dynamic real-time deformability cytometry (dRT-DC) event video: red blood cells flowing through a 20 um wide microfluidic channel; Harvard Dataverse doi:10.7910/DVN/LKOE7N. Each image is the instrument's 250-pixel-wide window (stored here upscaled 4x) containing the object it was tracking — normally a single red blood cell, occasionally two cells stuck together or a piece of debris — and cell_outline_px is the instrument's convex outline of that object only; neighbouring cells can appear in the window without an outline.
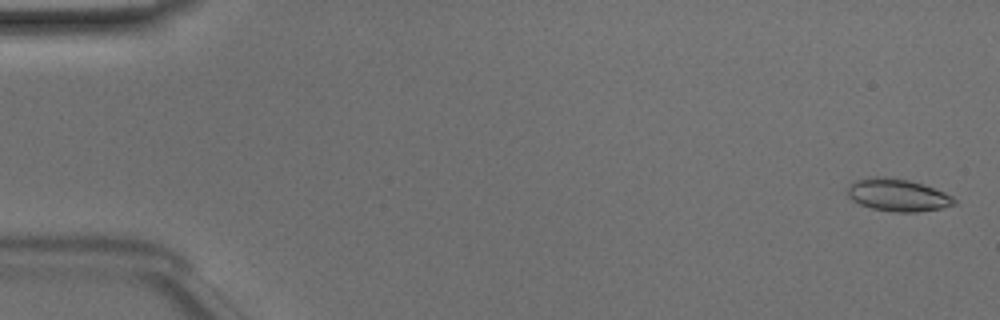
{"species": "Egyptian fruit bat (a non-hibernating species)", "species_latin": "Rousettus aegyptiacus", "temperature_condition": "room temperature", "stored_images_in_passage": 50, "camera_frame_rate_fps": 3000, "um_per_image_px": 0.085, "animal": {"sex": "male"}, "frame": {"image": 1, "passage_image": 2, "time_ms": 0.333, "image_size_px": [1000, 320], "cell_outline_px": [[956, 204], [940, 208], [916, 212], [896, 212], [872, 208], [860, 204], [852, 200], [848, 196], [848, 184], [856, 180], [868, 176], [884, 176], [908, 180], [924, 184], [944, 192], [952, 196], [956, 200]], "centroid_in_image_um": [76.28, 16.56], "position_along_channel_um": 8.7, "area_um2": 20.23}}
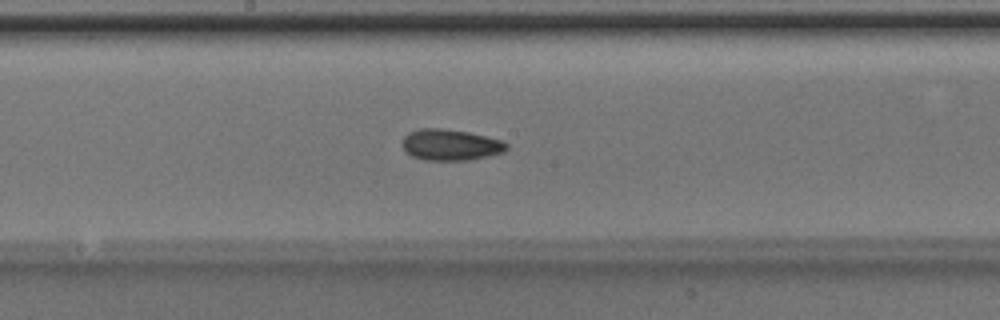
{"frame": {"image": 2, "passage_image": 27, "time_ms": 8.667, "image_size_px": [1000, 320], "cell_outline_px": [[508, 148], [504, 152], [468, 160], [424, 160], [412, 156], [404, 152], [400, 144], [404, 136], [408, 132], [420, 128], [444, 128], [468, 132], [504, 140], [508, 144]], "centroid_in_image_um": [38.25, 12.3], "position_along_channel_um": 209.9, "area_um2": 19.25}}
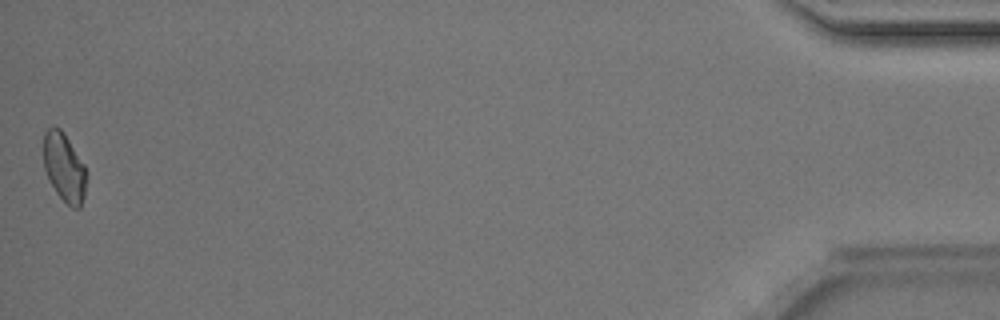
{"frame": {"image": 3, "passage_image": 50, "time_ms": 16.333, "image_size_px": [1000, 320], "cell_outline_px": [[84, 196], [80, 208], [72, 208], [56, 192], [44, 168], [44, 132], [52, 124], [60, 128], [64, 132], [84, 164]], "centroid_in_image_um": [5.43, 14.17], "position_along_channel_um": 429.8, "area_um2": 16.76}, "authors_computed_cell_mechanics": {"area_um2": 18.5538, "velocity_mm_per_s": 4.099, "shape_relaxation_time_tau1_ms": 3.9228, "shape_relaxation_time_tau2_ms": 4.2844, "deformation_change_tau1": 0.0751, "deformation_change_tau2": 0.085}}